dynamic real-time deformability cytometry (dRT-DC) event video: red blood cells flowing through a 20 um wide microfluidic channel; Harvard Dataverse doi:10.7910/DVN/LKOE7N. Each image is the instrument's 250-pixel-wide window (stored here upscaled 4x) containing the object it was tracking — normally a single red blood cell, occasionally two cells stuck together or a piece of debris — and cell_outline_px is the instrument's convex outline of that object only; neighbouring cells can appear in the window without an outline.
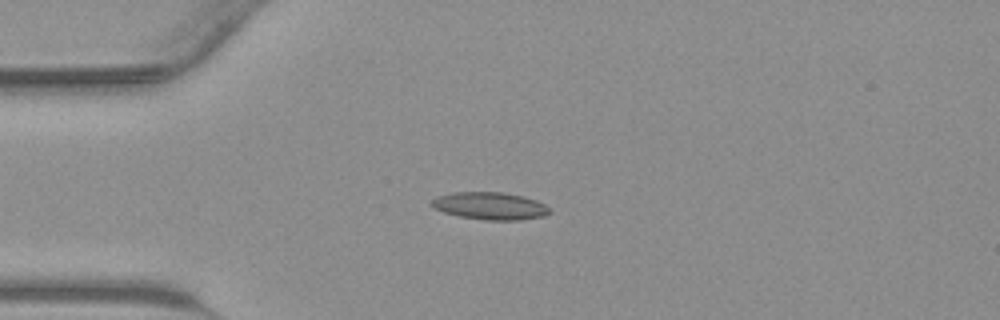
{"species": "common noctule bat (a hibernating species)", "species_latin": "Nyctalus noctula", "temperature_condition": "warm", "stored_images_in_passage": 43, "camera_frame_rate_fps": 3000, "um_per_image_px": 0.085, "animal": {"sex": "male", "body_mass_g": 23.1, "forearm_length_mm": 52.7}, "frame": {"image": 1, "passage_image": 11, "time_ms": 3.333, "image_size_px": [1000, 320], "cell_outline_px": [[552, 212], [544, 216], [520, 220], [484, 220], [460, 216], [444, 212], [436, 208], [432, 204], [432, 200], [436, 196], [452, 192], [504, 192], [524, 196], [536, 200], [544, 204]], "centroid_in_image_um": [41.68, 17.49], "position_along_channel_um": 43.3, "area_um2": 18.84}}
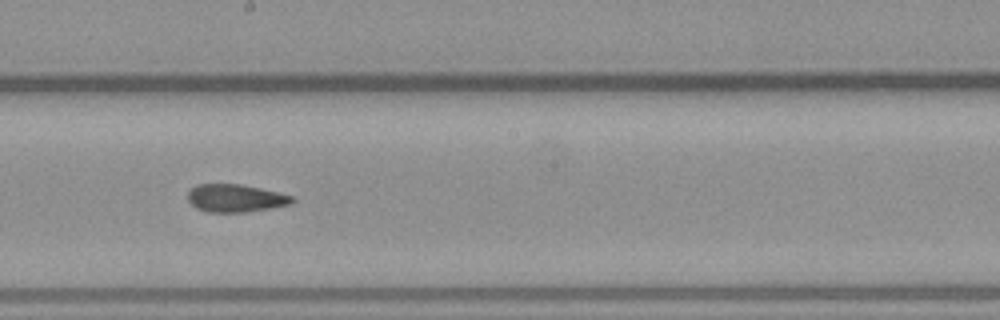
{"frame": {"image": 2, "passage_image": 24, "time_ms": 7.667, "image_size_px": [1000, 320], "cell_outline_px": [[296, 200], [292, 204], [272, 208], [244, 212], [208, 212], [196, 208], [188, 200], [188, 192], [196, 184], [240, 184], [260, 188], [292, 196]], "centroid_in_image_um": [20.02, 16.85], "position_along_channel_um": 228.2, "area_um2": 16.88}}
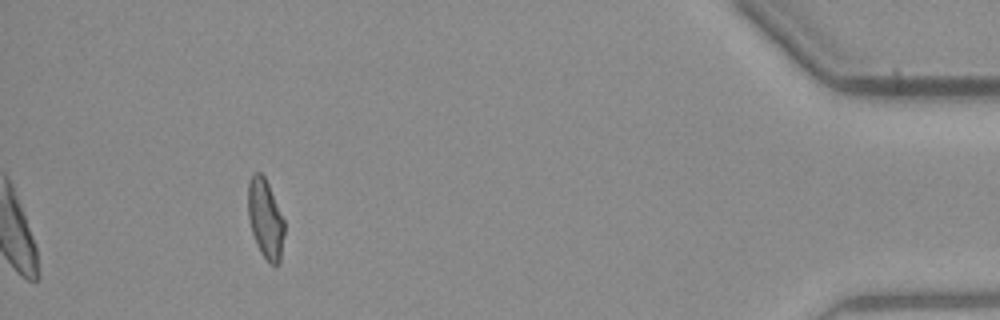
{"frame": {"image": 3, "passage_image": 40, "time_ms": 13.0, "image_size_px": [1000, 320], "cell_outline_px": [[284, 232], [280, 260], [276, 268], [268, 264], [260, 252], [256, 244], [252, 232], [248, 216], [248, 184], [252, 176], [256, 172], [260, 172], [264, 176], [268, 184], [284, 220]], "centroid_in_image_um": [22.56, 18.66], "position_along_channel_um": 412.6, "area_um2": 16.76}}